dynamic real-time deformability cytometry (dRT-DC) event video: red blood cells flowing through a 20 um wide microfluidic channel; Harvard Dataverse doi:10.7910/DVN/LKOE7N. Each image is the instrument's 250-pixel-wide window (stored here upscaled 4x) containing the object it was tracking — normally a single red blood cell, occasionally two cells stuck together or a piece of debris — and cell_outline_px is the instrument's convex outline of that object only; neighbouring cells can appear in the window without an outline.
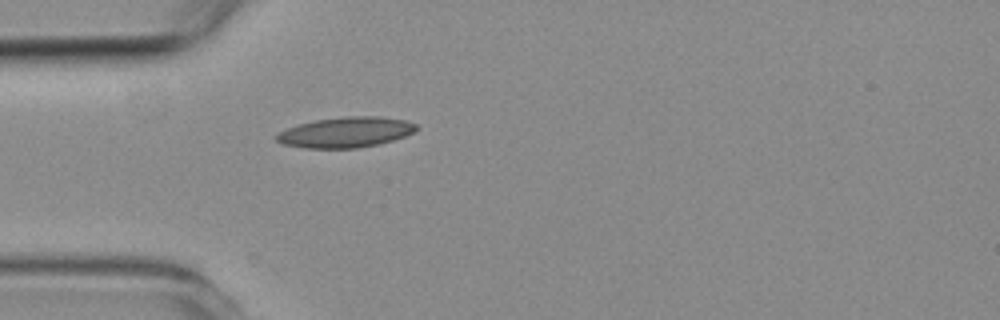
{"species": "common noctule bat (a hibernating species)", "species_latin": "Nyctalus noctula", "temperature_condition": "room temperature", "stored_images_in_passage": 1, "camera_frame_rate_fps": 3000, "um_per_image_px": 0.085, "animal": {"sex": "female", "body_mass_g": 19.3, "forearm_length_mm": 54.1}, "frame": {"image": 1, "passage_image": 1, "time_ms": 0.0, "image_size_px": [1000, 320], "cell_outline_px": [[416, 128], [412, 132], [404, 136], [392, 140], [376, 144], [356, 148], [304, 148], [284, 144], [276, 140], [276, 136], [280, 132], [288, 128], [300, 124], [316, 120], [344, 116], [376, 116], [404, 120], [416, 124]], "centroid_in_image_um": [29.37, 11.24], "position_along_channel_um": 55.6, "area_um2": 24.33}}